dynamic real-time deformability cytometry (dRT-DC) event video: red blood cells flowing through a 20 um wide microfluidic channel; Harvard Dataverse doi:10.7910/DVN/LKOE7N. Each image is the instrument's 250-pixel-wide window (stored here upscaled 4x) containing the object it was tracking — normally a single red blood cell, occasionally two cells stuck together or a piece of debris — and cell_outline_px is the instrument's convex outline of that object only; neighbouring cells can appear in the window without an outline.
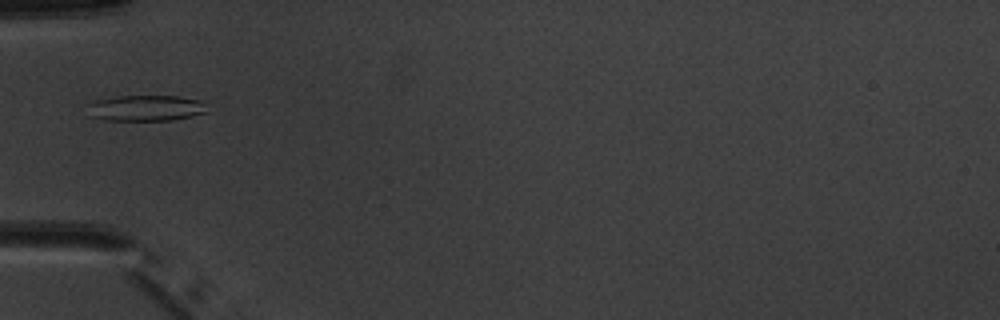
{"species": "common noctule bat (a hibernating species)", "species_latin": "Nyctalus noctula", "temperature_condition": "warm", "stored_images_in_passage": 3, "camera_frame_rate_fps": 3000, "um_per_image_px": 0.085, "animal": {"sex": "male", "body_mass_g": 20.1, "forearm_length_mm": 53.5}, "frame": {"image": 1, "passage_image": 3, "time_ms": 2.333, "image_size_px": [1000, 320], "cell_outline_px": [[208, 112], [192, 116], [172, 120], [104, 120], [88, 116], [84, 104], [96, 100], [116, 96], [180, 96], [200, 100]], "centroid_in_image_um": [12.29, 9.18], "position_along_channel_um": 72.7, "area_um2": 18.32}}